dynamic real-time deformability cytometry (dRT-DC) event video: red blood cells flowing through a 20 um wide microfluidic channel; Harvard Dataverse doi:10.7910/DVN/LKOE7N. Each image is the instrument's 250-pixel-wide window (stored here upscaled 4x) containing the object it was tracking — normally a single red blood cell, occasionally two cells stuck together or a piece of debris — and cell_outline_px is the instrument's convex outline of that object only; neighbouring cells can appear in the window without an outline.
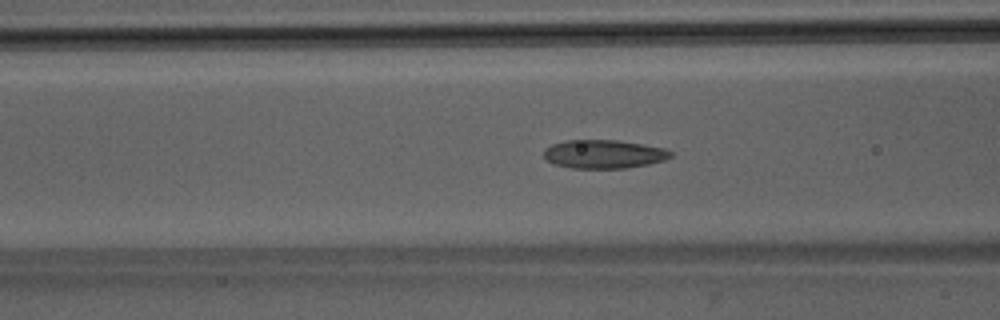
{"species": "Egyptian fruit bat (a non-hibernating species)", "species_latin": "Rousettus aegyptiacus", "temperature_condition": "room temperature", "stored_images_in_passage": 30, "camera_frame_rate_fps": 3000, "um_per_image_px": 0.085, "animal": {"sex": "male"}, "frame": {"image": 1, "passage_image": 9, "time_ms": 2.667, "image_size_px": [1000, 320], "cell_outline_px": [[672, 156], [664, 160], [648, 164], [624, 168], [572, 168], [556, 164], [548, 160], [544, 156], [544, 148], [552, 144], [564, 140], [616, 140], [664, 148], [672, 152]], "centroid_in_image_um": [51.31, 13.09], "position_along_channel_um": 115.3, "area_um2": 20.92}}